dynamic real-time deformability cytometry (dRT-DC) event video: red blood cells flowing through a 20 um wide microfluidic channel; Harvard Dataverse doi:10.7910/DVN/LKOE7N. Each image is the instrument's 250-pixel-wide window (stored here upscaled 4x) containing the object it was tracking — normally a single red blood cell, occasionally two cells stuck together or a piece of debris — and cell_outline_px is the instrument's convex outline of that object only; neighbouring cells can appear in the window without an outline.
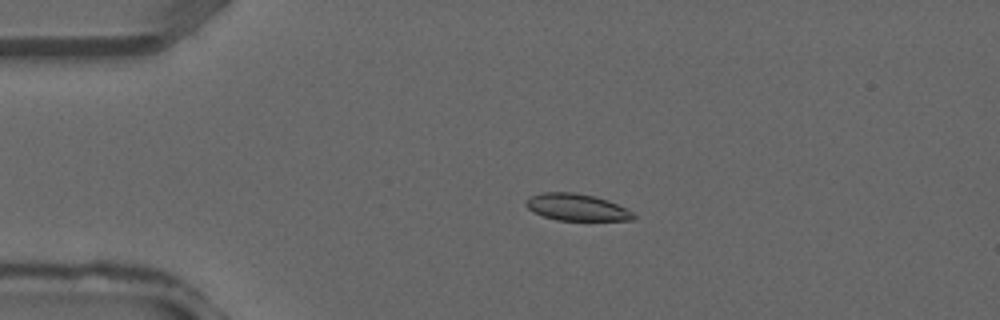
{"species": "common noctule bat (a hibernating species)", "species_latin": "Nyctalus noctula", "temperature_condition": "warm", "stored_images_in_passage": 38, "camera_frame_rate_fps": 3000, "um_per_image_px": 0.085, "animal": {"sex": "male", "forearm_length_mm": 52.5}, "frame": {"image": 1, "passage_image": 9, "time_ms": 2.667, "image_size_px": [1000, 320], "cell_outline_px": [[636, 216], [632, 220], [556, 220], [532, 212], [524, 204], [524, 200], [532, 196], [544, 192], [576, 192], [596, 196], [608, 200], [632, 212]], "centroid_in_image_um": [48.98, 17.61], "position_along_channel_um": 36.0, "area_um2": 16.82}}
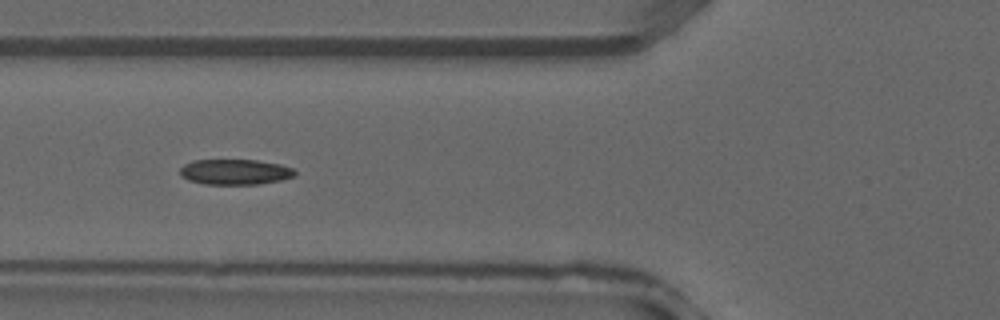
{"frame": {"image": 2, "passage_image": 15, "time_ms": 4.667, "image_size_px": [1000, 320], "cell_outline_px": [[296, 176], [280, 180], [256, 184], [204, 184], [188, 180], [180, 176], [180, 168], [184, 164], [192, 160], [256, 160], [280, 164], [292, 168], [296, 172]], "centroid_in_image_um": [19.95, 14.61], "position_along_channel_um": 105.8, "area_um2": 17.05}}
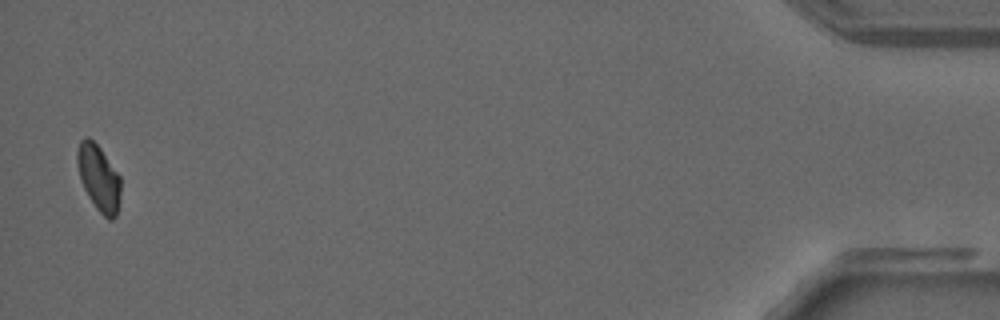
{"frame": {"image": 3, "passage_image": 38, "time_ms": 12.333, "image_size_px": [1000, 320], "cell_outline_px": [[120, 196], [116, 216], [112, 220], [108, 220], [96, 208], [88, 196], [80, 180], [76, 160], [76, 152], [80, 140], [84, 136], [88, 136], [100, 148], [120, 176]], "centroid_in_image_um": [8.37, 15.11], "position_along_channel_um": 426.8, "area_um2": 16.76}}